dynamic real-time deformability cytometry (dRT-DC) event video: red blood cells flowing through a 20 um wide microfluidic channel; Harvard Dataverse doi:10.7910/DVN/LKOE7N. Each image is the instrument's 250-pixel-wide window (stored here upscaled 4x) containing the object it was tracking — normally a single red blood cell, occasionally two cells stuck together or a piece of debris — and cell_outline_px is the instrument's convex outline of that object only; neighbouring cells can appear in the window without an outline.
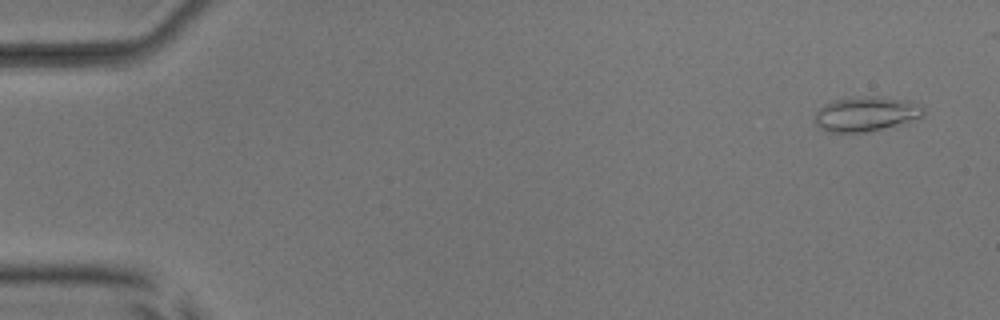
{"species": "common noctule bat (a hibernating species)", "species_latin": "Nyctalus noctula", "temperature_condition": "room temperature", "stored_images_in_passage": 43, "camera_frame_rate_fps": 3000, "um_per_image_px": 0.085, "animal": {"sex": "male", "body_mass_g": 17.9, "forearm_length_mm": 54.2}, "frame": {"image": 1, "passage_image": 3, "time_ms": 0.667, "image_size_px": [1000, 320], "cell_outline_px": [[924, 112], [920, 116], [868, 132], [828, 132], [820, 128], [816, 124], [816, 112], [824, 104], [836, 100], [868, 96], [880, 96], [908, 100], [924, 104]], "centroid_in_image_um": [73.6, 9.66], "position_along_channel_um": 11.4, "area_um2": 21.5}}
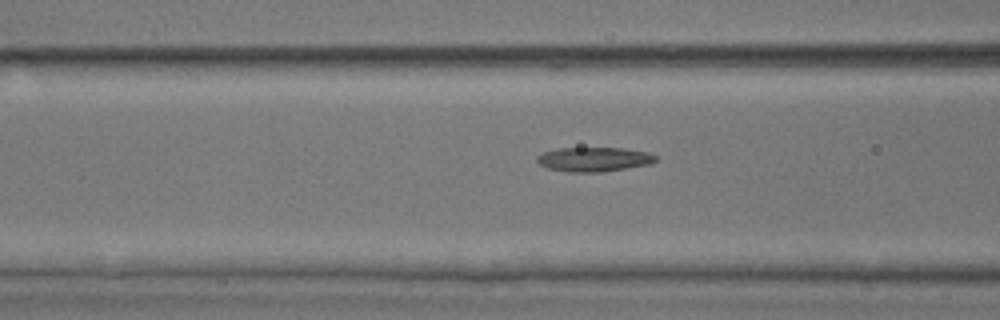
{"frame": {"image": 2, "passage_image": 22, "time_ms": 7.0, "image_size_px": [1000, 320], "cell_outline_px": [[660, 160], [652, 164], [600, 172], [568, 172], [548, 168], [540, 164], [536, 160], [536, 156], [544, 152], [556, 148], [624, 148], [648, 152], [656, 156]], "centroid_in_image_um": [50.52, 13.54], "position_along_channel_um": 116.1, "area_um2": 16.99}}
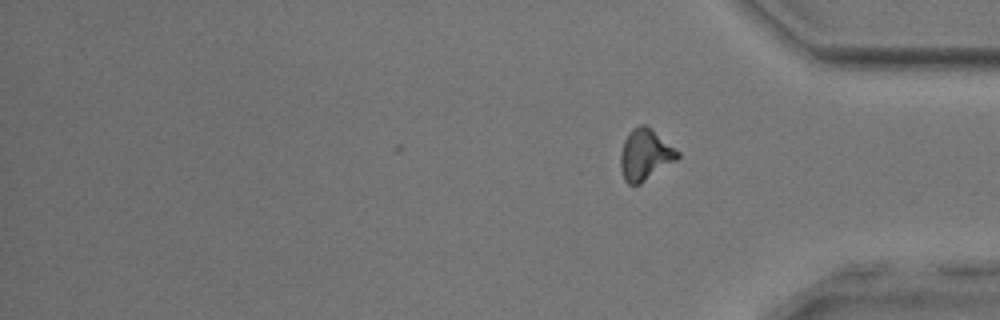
{"frame": {"image": 3, "passage_image": 43, "time_ms": 14.0, "image_size_px": [1000, 320], "cell_outline_px": [[680, 156], [676, 160], [640, 184], [628, 184], [624, 180], [620, 168], [620, 156], [624, 140], [632, 128], [640, 124], [644, 124], [680, 152]], "centroid_in_image_um": [54.81, 13.16], "position_along_channel_um": 380.4, "area_um2": 16.76}, "authors_computed_cell_mechanics": {"area_um2": 16.8776, "velocity_mm_per_s": 3.875, "shape_relaxation_time_tau1_ms": null, "shape_relaxation_time_tau2_ms": 4.045, "deformation_change_tau1": null, "deformation_change_tau2": 0.1248}}